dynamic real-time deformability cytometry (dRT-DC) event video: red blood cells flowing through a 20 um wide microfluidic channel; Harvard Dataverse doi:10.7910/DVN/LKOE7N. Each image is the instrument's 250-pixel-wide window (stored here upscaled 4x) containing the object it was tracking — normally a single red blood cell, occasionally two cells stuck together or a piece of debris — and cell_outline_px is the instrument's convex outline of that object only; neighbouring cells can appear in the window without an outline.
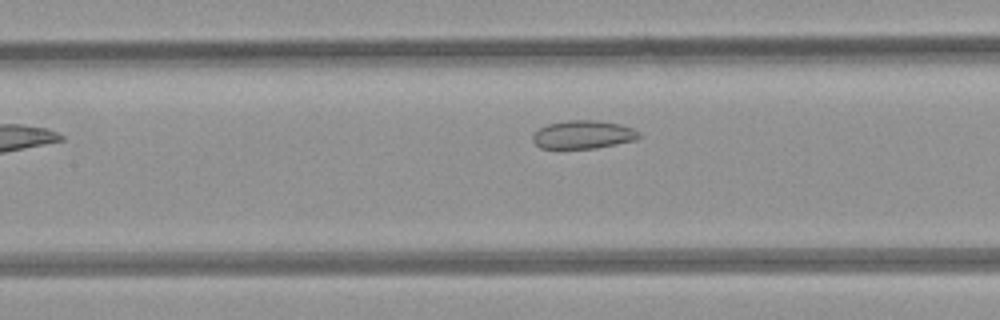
{"species": "common noctule bat (a hibernating species)", "species_latin": "Nyctalus noctula", "temperature_condition": "room temperature", "stored_images_in_passage": 7, "camera_frame_rate_fps": 3000, "um_per_image_px": 0.085, "animal": {"sex": "female", "body_mass_g": 21.9}, "frame": {"image": 1, "passage_image": 6, "time_ms": 5.667, "image_size_px": [1000, 320], "cell_outline_px": [[640, 136], [636, 140], [596, 148], [540, 148], [532, 140], [532, 136], [540, 128], [548, 124], [568, 120], [600, 120], [620, 124], [632, 128], [640, 132]], "centroid_in_image_um": [49.59, 11.43], "position_along_channel_um": 157.8, "area_um2": 17.46}}
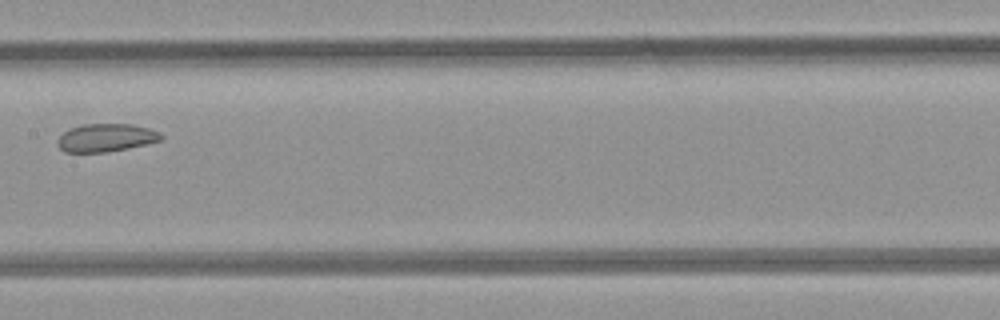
{"frame": {"image": 2, "passage_image": 7, "time_ms": 6.667, "image_size_px": [1000, 320], "cell_outline_px": [[164, 140], [128, 148], [104, 152], [64, 152], [56, 144], [56, 140], [68, 128], [84, 124], [132, 124], [148, 128], [160, 132], [164, 136]], "centroid_in_image_um": [9.01, 11.7], "position_along_channel_um": 198.4, "area_um2": 17.05}}